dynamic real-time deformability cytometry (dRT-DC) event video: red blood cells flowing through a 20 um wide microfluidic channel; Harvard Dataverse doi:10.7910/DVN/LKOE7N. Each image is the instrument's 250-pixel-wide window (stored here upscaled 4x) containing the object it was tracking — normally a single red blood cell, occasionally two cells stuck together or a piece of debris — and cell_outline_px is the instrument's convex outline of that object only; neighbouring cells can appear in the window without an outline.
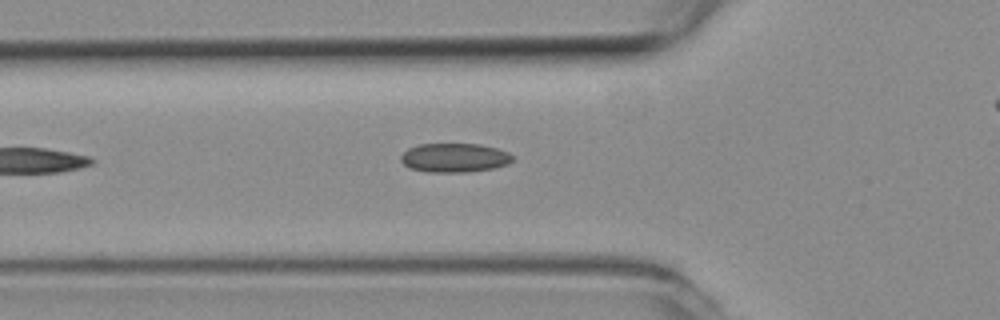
{"species": "common noctule bat (a hibernating species)", "species_latin": "Nyctalus noctula", "temperature_condition": "room temperature", "stored_images_in_passage": 26, "camera_frame_rate_fps": 3000, "um_per_image_px": 0.085, "animal": {"sex": "female", "body_mass_g": 19.3, "forearm_length_mm": 54.1}, "frame": {"image": 1, "passage_image": 7, "time_ms": 2.0, "image_size_px": [1000, 320], "cell_outline_px": [[516, 156], [508, 164], [492, 168], [468, 172], [428, 172], [408, 168], [400, 160], [400, 156], [408, 148], [420, 144], [480, 144], [496, 148], [508, 152]], "centroid_in_image_um": [38.63, 13.41], "position_along_channel_um": 87.2, "area_um2": 19.02}}
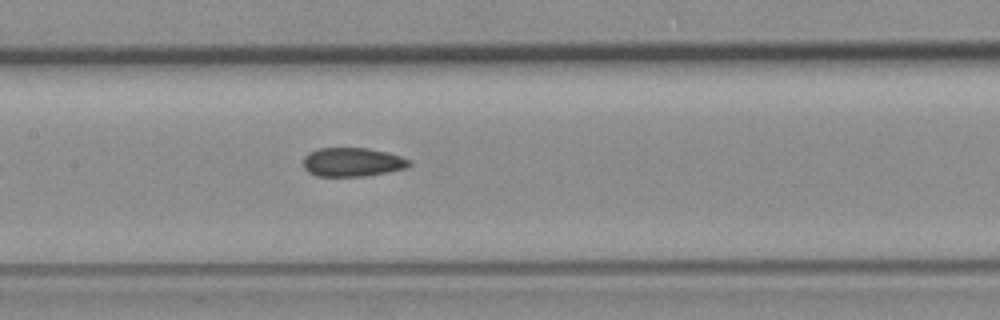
{"frame": {"image": 2, "passage_image": 14, "time_ms": 4.333, "image_size_px": [1000, 320], "cell_outline_px": [[412, 164], [408, 168], [388, 172], [364, 176], [316, 176], [308, 172], [304, 168], [304, 156], [308, 152], [316, 148], [368, 148], [388, 152], [412, 160]], "centroid_in_image_um": [29.97, 13.77], "position_along_channel_um": 177.4, "area_um2": 18.09}}
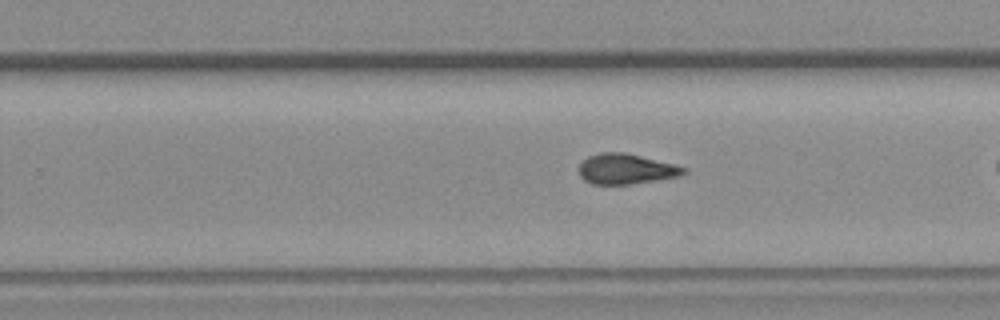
{"frame": {"image": 3, "passage_image": 19, "time_ms": 6.0, "image_size_px": [1000, 320], "cell_outline_px": [[688, 172], [680, 176], [632, 184], [592, 184], [584, 180], [580, 176], [580, 164], [588, 156], [600, 152], [624, 152], [676, 164], [688, 168]], "centroid_in_image_um": [53.25, 14.36], "position_along_channel_um": 276.5, "area_um2": 18.61}}